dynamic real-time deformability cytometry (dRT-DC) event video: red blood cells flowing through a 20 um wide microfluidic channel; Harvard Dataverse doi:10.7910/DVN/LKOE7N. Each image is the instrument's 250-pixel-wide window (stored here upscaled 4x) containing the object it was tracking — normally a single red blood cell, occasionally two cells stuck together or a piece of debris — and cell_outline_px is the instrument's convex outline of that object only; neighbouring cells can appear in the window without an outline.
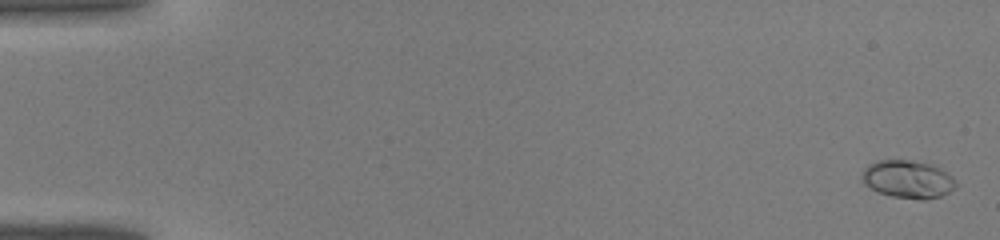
{"species": "common noctule bat (a hibernating species)", "species_latin": "Nyctalus noctula", "temperature_condition": "warm", "stored_images_in_passage": 44, "camera_frame_rate_fps": 3000, "um_per_image_px": 0.085, "animal": {"sex": "male", "body_mass_g": 19.0, "forearm_length_mm": 50.8}, "frame": {"image": 1, "passage_image": 2, "time_ms": 0.333, "image_size_px": [1000, 240], "cell_outline_px": [[956, 188], [940, 196], [924, 200], [920, 200], [892, 196], [880, 192], [864, 184], [864, 168], [868, 164], [876, 160], [908, 160], [932, 164], [948, 172], [956, 180]], "centroid_in_image_um": [77.22, 15.23], "position_along_channel_um": 7.8, "area_um2": 20.63}}
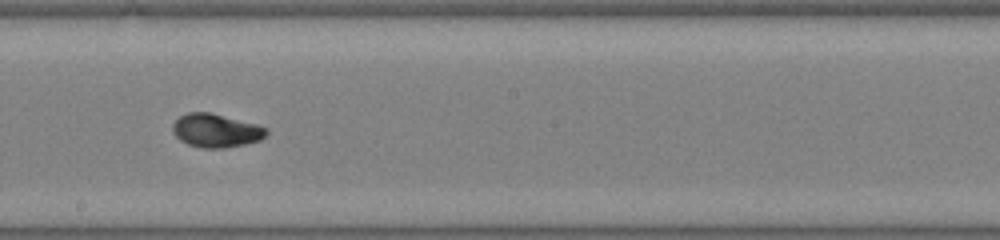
{"frame": {"image": 2, "passage_image": 26, "time_ms": 8.333, "image_size_px": [1000, 240], "cell_outline_px": [[268, 132], [260, 140], [244, 144], [224, 148], [200, 148], [188, 144], [180, 140], [172, 132], [172, 124], [180, 116], [188, 112], [212, 112], [256, 124], [268, 128]], "centroid_in_image_um": [18.34, 11.09], "position_along_channel_um": 229.9, "area_um2": 18.38}}
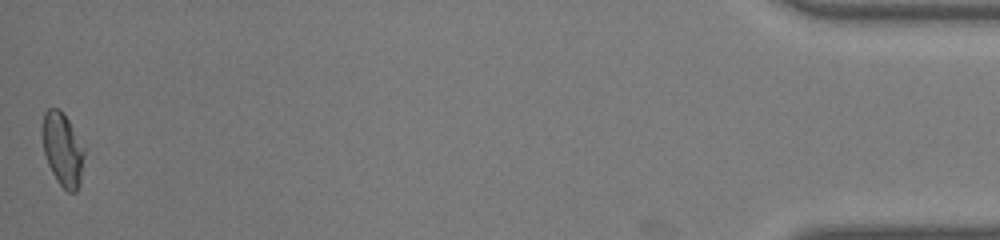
{"frame": {"image": 3, "passage_image": 44, "time_ms": 14.333, "image_size_px": [1000, 240], "cell_outline_px": [[88, 148], [80, 184], [76, 192], [68, 192], [56, 180], [48, 164], [44, 152], [40, 136], [40, 132], [44, 112], [48, 108], [60, 108]], "centroid_in_image_um": [5.36, 12.67], "position_along_channel_um": 429.8, "area_um2": 18.96}}